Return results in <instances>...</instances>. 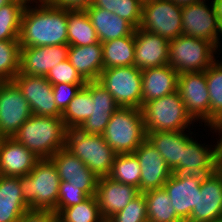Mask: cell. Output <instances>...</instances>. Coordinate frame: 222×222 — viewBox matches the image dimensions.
I'll return each mask as SVG.
<instances>
[{"instance_id":"obj_22","label":"cell","mask_w":222,"mask_h":222,"mask_svg":"<svg viewBox=\"0 0 222 222\" xmlns=\"http://www.w3.org/2000/svg\"><path fill=\"white\" fill-rule=\"evenodd\" d=\"M39 158L23 144L12 138H3L0 144V175L24 176L35 167Z\"/></svg>"},{"instance_id":"obj_23","label":"cell","mask_w":222,"mask_h":222,"mask_svg":"<svg viewBox=\"0 0 222 222\" xmlns=\"http://www.w3.org/2000/svg\"><path fill=\"white\" fill-rule=\"evenodd\" d=\"M201 182L192 176L177 179L171 175L163 186L170 197L172 207L183 222H187L193 209L197 208Z\"/></svg>"},{"instance_id":"obj_26","label":"cell","mask_w":222,"mask_h":222,"mask_svg":"<svg viewBox=\"0 0 222 222\" xmlns=\"http://www.w3.org/2000/svg\"><path fill=\"white\" fill-rule=\"evenodd\" d=\"M29 210L23 199L19 177L0 175V222H17Z\"/></svg>"},{"instance_id":"obj_9","label":"cell","mask_w":222,"mask_h":222,"mask_svg":"<svg viewBox=\"0 0 222 222\" xmlns=\"http://www.w3.org/2000/svg\"><path fill=\"white\" fill-rule=\"evenodd\" d=\"M215 144H201L193 137L183 148L182 162L172 171V175L177 179L192 176L200 181L205 180L218 169L222 158V149L218 143Z\"/></svg>"},{"instance_id":"obj_45","label":"cell","mask_w":222,"mask_h":222,"mask_svg":"<svg viewBox=\"0 0 222 222\" xmlns=\"http://www.w3.org/2000/svg\"><path fill=\"white\" fill-rule=\"evenodd\" d=\"M118 3L119 0H94L92 6L106 9L118 16Z\"/></svg>"},{"instance_id":"obj_25","label":"cell","mask_w":222,"mask_h":222,"mask_svg":"<svg viewBox=\"0 0 222 222\" xmlns=\"http://www.w3.org/2000/svg\"><path fill=\"white\" fill-rule=\"evenodd\" d=\"M86 11L95 28L99 42L130 36L135 28L125 19L103 8L88 6Z\"/></svg>"},{"instance_id":"obj_51","label":"cell","mask_w":222,"mask_h":222,"mask_svg":"<svg viewBox=\"0 0 222 222\" xmlns=\"http://www.w3.org/2000/svg\"><path fill=\"white\" fill-rule=\"evenodd\" d=\"M218 170H219V171L221 172V174H222V158H221V160H220V162H219Z\"/></svg>"},{"instance_id":"obj_24","label":"cell","mask_w":222,"mask_h":222,"mask_svg":"<svg viewBox=\"0 0 222 222\" xmlns=\"http://www.w3.org/2000/svg\"><path fill=\"white\" fill-rule=\"evenodd\" d=\"M179 74L169 64L142 70L143 105L177 91Z\"/></svg>"},{"instance_id":"obj_18","label":"cell","mask_w":222,"mask_h":222,"mask_svg":"<svg viewBox=\"0 0 222 222\" xmlns=\"http://www.w3.org/2000/svg\"><path fill=\"white\" fill-rule=\"evenodd\" d=\"M134 66L140 70L169 63V41L157 34L136 28Z\"/></svg>"},{"instance_id":"obj_27","label":"cell","mask_w":222,"mask_h":222,"mask_svg":"<svg viewBox=\"0 0 222 222\" xmlns=\"http://www.w3.org/2000/svg\"><path fill=\"white\" fill-rule=\"evenodd\" d=\"M67 59L86 82L98 80L103 70L102 43L69 46Z\"/></svg>"},{"instance_id":"obj_17","label":"cell","mask_w":222,"mask_h":222,"mask_svg":"<svg viewBox=\"0 0 222 222\" xmlns=\"http://www.w3.org/2000/svg\"><path fill=\"white\" fill-rule=\"evenodd\" d=\"M133 153L141 168L140 192L162 188L172 171L152 143L146 139Z\"/></svg>"},{"instance_id":"obj_13","label":"cell","mask_w":222,"mask_h":222,"mask_svg":"<svg viewBox=\"0 0 222 222\" xmlns=\"http://www.w3.org/2000/svg\"><path fill=\"white\" fill-rule=\"evenodd\" d=\"M206 1L182 7V35L207 40L218 49L219 15L213 0Z\"/></svg>"},{"instance_id":"obj_50","label":"cell","mask_w":222,"mask_h":222,"mask_svg":"<svg viewBox=\"0 0 222 222\" xmlns=\"http://www.w3.org/2000/svg\"><path fill=\"white\" fill-rule=\"evenodd\" d=\"M28 3H33V2H35V3H37V2H49L50 0H26Z\"/></svg>"},{"instance_id":"obj_2","label":"cell","mask_w":222,"mask_h":222,"mask_svg":"<svg viewBox=\"0 0 222 222\" xmlns=\"http://www.w3.org/2000/svg\"><path fill=\"white\" fill-rule=\"evenodd\" d=\"M67 128L61 117L31 115L13 138L39 159L51 158L66 146Z\"/></svg>"},{"instance_id":"obj_11","label":"cell","mask_w":222,"mask_h":222,"mask_svg":"<svg viewBox=\"0 0 222 222\" xmlns=\"http://www.w3.org/2000/svg\"><path fill=\"white\" fill-rule=\"evenodd\" d=\"M177 91L187 113L204 126L210 124V96L205 71L183 72L178 76Z\"/></svg>"},{"instance_id":"obj_46","label":"cell","mask_w":222,"mask_h":222,"mask_svg":"<svg viewBox=\"0 0 222 222\" xmlns=\"http://www.w3.org/2000/svg\"><path fill=\"white\" fill-rule=\"evenodd\" d=\"M208 127L210 128V131L213 130L214 132L218 133L216 134L219 135L217 143L220 145V148L222 149V112L217 117L214 118V120L208 125Z\"/></svg>"},{"instance_id":"obj_15","label":"cell","mask_w":222,"mask_h":222,"mask_svg":"<svg viewBox=\"0 0 222 222\" xmlns=\"http://www.w3.org/2000/svg\"><path fill=\"white\" fill-rule=\"evenodd\" d=\"M50 159L56 166L61 181H67L68 186L78 187L88 196L95 195L99 178L77 156L64 147Z\"/></svg>"},{"instance_id":"obj_41","label":"cell","mask_w":222,"mask_h":222,"mask_svg":"<svg viewBox=\"0 0 222 222\" xmlns=\"http://www.w3.org/2000/svg\"><path fill=\"white\" fill-rule=\"evenodd\" d=\"M142 6L141 0H119L118 16L127 20L136 29L141 23Z\"/></svg>"},{"instance_id":"obj_53","label":"cell","mask_w":222,"mask_h":222,"mask_svg":"<svg viewBox=\"0 0 222 222\" xmlns=\"http://www.w3.org/2000/svg\"><path fill=\"white\" fill-rule=\"evenodd\" d=\"M212 222H222V218L217 219V220H214V221H212Z\"/></svg>"},{"instance_id":"obj_55","label":"cell","mask_w":222,"mask_h":222,"mask_svg":"<svg viewBox=\"0 0 222 222\" xmlns=\"http://www.w3.org/2000/svg\"><path fill=\"white\" fill-rule=\"evenodd\" d=\"M141 1L144 3V2H147V1H151V0H141Z\"/></svg>"},{"instance_id":"obj_34","label":"cell","mask_w":222,"mask_h":222,"mask_svg":"<svg viewBox=\"0 0 222 222\" xmlns=\"http://www.w3.org/2000/svg\"><path fill=\"white\" fill-rule=\"evenodd\" d=\"M28 2L13 0L0 8V41L19 40L21 17Z\"/></svg>"},{"instance_id":"obj_52","label":"cell","mask_w":222,"mask_h":222,"mask_svg":"<svg viewBox=\"0 0 222 222\" xmlns=\"http://www.w3.org/2000/svg\"><path fill=\"white\" fill-rule=\"evenodd\" d=\"M55 222H64V221H62L58 216H56Z\"/></svg>"},{"instance_id":"obj_14","label":"cell","mask_w":222,"mask_h":222,"mask_svg":"<svg viewBox=\"0 0 222 222\" xmlns=\"http://www.w3.org/2000/svg\"><path fill=\"white\" fill-rule=\"evenodd\" d=\"M28 101L33 115L61 117L52 92V84L46 77L17 74L12 80Z\"/></svg>"},{"instance_id":"obj_39","label":"cell","mask_w":222,"mask_h":222,"mask_svg":"<svg viewBox=\"0 0 222 222\" xmlns=\"http://www.w3.org/2000/svg\"><path fill=\"white\" fill-rule=\"evenodd\" d=\"M45 77L52 85L59 83L86 85V81L80 76L68 59L56 64Z\"/></svg>"},{"instance_id":"obj_8","label":"cell","mask_w":222,"mask_h":222,"mask_svg":"<svg viewBox=\"0 0 222 222\" xmlns=\"http://www.w3.org/2000/svg\"><path fill=\"white\" fill-rule=\"evenodd\" d=\"M98 81L119 107L142 108V70L139 68L133 65L103 69Z\"/></svg>"},{"instance_id":"obj_6","label":"cell","mask_w":222,"mask_h":222,"mask_svg":"<svg viewBox=\"0 0 222 222\" xmlns=\"http://www.w3.org/2000/svg\"><path fill=\"white\" fill-rule=\"evenodd\" d=\"M65 148L77 156L98 178L110 175L116 153L102 135L84 133L78 128L68 129Z\"/></svg>"},{"instance_id":"obj_42","label":"cell","mask_w":222,"mask_h":222,"mask_svg":"<svg viewBox=\"0 0 222 222\" xmlns=\"http://www.w3.org/2000/svg\"><path fill=\"white\" fill-rule=\"evenodd\" d=\"M85 85H76L68 83H59L52 85V92L55 98L57 109L63 113L68 104L72 101L81 87Z\"/></svg>"},{"instance_id":"obj_10","label":"cell","mask_w":222,"mask_h":222,"mask_svg":"<svg viewBox=\"0 0 222 222\" xmlns=\"http://www.w3.org/2000/svg\"><path fill=\"white\" fill-rule=\"evenodd\" d=\"M139 28L166 38L182 35V6L172 0H151L143 3Z\"/></svg>"},{"instance_id":"obj_7","label":"cell","mask_w":222,"mask_h":222,"mask_svg":"<svg viewBox=\"0 0 222 222\" xmlns=\"http://www.w3.org/2000/svg\"><path fill=\"white\" fill-rule=\"evenodd\" d=\"M217 51L219 50L207 40L180 35L169 41L168 64L178 74L206 71L217 59L215 57Z\"/></svg>"},{"instance_id":"obj_36","label":"cell","mask_w":222,"mask_h":222,"mask_svg":"<svg viewBox=\"0 0 222 222\" xmlns=\"http://www.w3.org/2000/svg\"><path fill=\"white\" fill-rule=\"evenodd\" d=\"M210 96V123L222 112V60H215L205 71Z\"/></svg>"},{"instance_id":"obj_43","label":"cell","mask_w":222,"mask_h":222,"mask_svg":"<svg viewBox=\"0 0 222 222\" xmlns=\"http://www.w3.org/2000/svg\"><path fill=\"white\" fill-rule=\"evenodd\" d=\"M56 216L54 211L29 210L17 222H55Z\"/></svg>"},{"instance_id":"obj_28","label":"cell","mask_w":222,"mask_h":222,"mask_svg":"<svg viewBox=\"0 0 222 222\" xmlns=\"http://www.w3.org/2000/svg\"><path fill=\"white\" fill-rule=\"evenodd\" d=\"M192 135L193 132L190 129L183 131L150 132L147 133V139L161 154L171 171H173L182 162V150L193 138Z\"/></svg>"},{"instance_id":"obj_30","label":"cell","mask_w":222,"mask_h":222,"mask_svg":"<svg viewBox=\"0 0 222 222\" xmlns=\"http://www.w3.org/2000/svg\"><path fill=\"white\" fill-rule=\"evenodd\" d=\"M135 39L134 33L102 43L103 69L133 66Z\"/></svg>"},{"instance_id":"obj_19","label":"cell","mask_w":222,"mask_h":222,"mask_svg":"<svg viewBox=\"0 0 222 222\" xmlns=\"http://www.w3.org/2000/svg\"><path fill=\"white\" fill-rule=\"evenodd\" d=\"M140 193L138 188L114 181L107 176L98 179L94 196L102 217L107 221L112 215L124 209Z\"/></svg>"},{"instance_id":"obj_40","label":"cell","mask_w":222,"mask_h":222,"mask_svg":"<svg viewBox=\"0 0 222 222\" xmlns=\"http://www.w3.org/2000/svg\"><path fill=\"white\" fill-rule=\"evenodd\" d=\"M89 197L83 190L78 187L68 186L67 181H61L58 193L57 214L69 206H74Z\"/></svg>"},{"instance_id":"obj_29","label":"cell","mask_w":222,"mask_h":222,"mask_svg":"<svg viewBox=\"0 0 222 222\" xmlns=\"http://www.w3.org/2000/svg\"><path fill=\"white\" fill-rule=\"evenodd\" d=\"M67 24L69 46H86L99 42L86 9H67Z\"/></svg>"},{"instance_id":"obj_20","label":"cell","mask_w":222,"mask_h":222,"mask_svg":"<svg viewBox=\"0 0 222 222\" xmlns=\"http://www.w3.org/2000/svg\"><path fill=\"white\" fill-rule=\"evenodd\" d=\"M91 92V116L78 128L84 133L102 135L112 117L119 108L113 96L98 80L88 81L85 85Z\"/></svg>"},{"instance_id":"obj_49","label":"cell","mask_w":222,"mask_h":222,"mask_svg":"<svg viewBox=\"0 0 222 222\" xmlns=\"http://www.w3.org/2000/svg\"><path fill=\"white\" fill-rule=\"evenodd\" d=\"M12 1H13V0H0V8H1L2 6L7 5L8 3L12 2Z\"/></svg>"},{"instance_id":"obj_33","label":"cell","mask_w":222,"mask_h":222,"mask_svg":"<svg viewBox=\"0 0 222 222\" xmlns=\"http://www.w3.org/2000/svg\"><path fill=\"white\" fill-rule=\"evenodd\" d=\"M92 95L90 90L83 86L68 104L61 118L67 129L79 128L91 116Z\"/></svg>"},{"instance_id":"obj_4","label":"cell","mask_w":222,"mask_h":222,"mask_svg":"<svg viewBox=\"0 0 222 222\" xmlns=\"http://www.w3.org/2000/svg\"><path fill=\"white\" fill-rule=\"evenodd\" d=\"M102 136L116 154L133 153L147 139L141 109L119 107Z\"/></svg>"},{"instance_id":"obj_47","label":"cell","mask_w":222,"mask_h":222,"mask_svg":"<svg viewBox=\"0 0 222 222\" xmlns=\"http://www.w3.org/2000/svg\"><path fill=\"white\" fill-rule=\"evenodd\" d=\"M216 12L219 15V23H218V50L221 47L220 38L222 37V0H213ZM221 36V37H220Z\"/></svg>"},{"instance_id":"obj_48","label":"cell","mask_w":222,"mask_h":222,"mask_svg":"<svg viewBox=\"0 0 222 222\" xmlns=\"http://www.w3.org/2000/svg\"><path fill=\"white\" fill-rule=\"evenodd\" d=\"M172 1H174L177 5L183 7V6L190 5L192 3L200 2L203 0H172Z\"/></svg>"},{"instance_id":"obj_44","label":"cell","mask_w":222,"mask_h":222,"mask_svg":"<svg viewBox=\"0 0 222 222\" xmlns=\"http://www.w3.org/2000/svg\"><path fill=\"white\" fill-rule=\"evenodd\" d=\"M94 0H50L53 6L64 9H86L91 6Z\"/></svg>"},{"instance_id":"obj_5","label":"cell","mask_w":222,"mask_h":222,"mask_svg":"<svg viewBox=\"0 0 222 222\" xmlns=\"http://www.w3.org/2000/svg\"><path fill=\"white\" fill-rule=\"evenodd\" d=\"M146 134L150 132L183 131L194 120L187 113L178 91L146 102L141 108Z\"/></svg>"},{"instance_id":"obj_37","label":"cell","mask_w":222,"mask_h":222,"mask_svg":"<svg viewBox=\"0 0 222 222\" xmlns=\"http://www.w3.org/2000/svg\"><path fill=\"white\" fill-rule=\"evenodd\" d=\"M19 40L0 41V79L12 81L19 73Z\"/></svg>"},{"instance_id":"obj_32","label":"cell","mask_w":222,"mask_h":222,"mask_svg":"<svg viewBox=\"0 0 222 222\" xmlns=\"http://www.w3.org/2000/svg\"><path fill=\"white\" fill-rule=\"evenodd\" d=\"M108 177L138 188L140 191L141 168L136 155L134 153L116 154Z\"/></svg>"},{"instance_id":"obj_38","label":"cell","mask_w":222,"mask_h":222,"mask_svg":"<svg viewBox=\"0 0 222 222\" xmlns=\"http://www.w3.org/2000/svg\"><path fill=\"white\" fill-rule=\"evenodd\" d=\"M106 222H148L147 204L143 193L132 199L124 209L112 215Z\"/></svg>"},{"instance_id":"obj_1","label":"cell","mask_w":222,"mask_h":222,"mask_svg":"<svg viewBox=\"0 0 222 222\" xmlns=\"http://www.w3.org/2000/svg\"><path fill=\"white\" fill-rule=\"evenodd\" d=\"M19 44L20 48L68 45L67 9L49 2L27 3L21 17Z\"/></svg>"},{"instance_id":"obj_21","label":"cell","mask_w":222,"mask_h":222,"mask_svg":"<svg viewBox=\"0 0 222 222\" xmlns=\"http://www.w3.org/2000/svg\"><path fill=\"white\" fill-rule=\"evenodd\" d=\"M222 218V174L217 169L201 182L197 208L187 222H212Z\"/></svg>"},{"instance_id":"obj_12","label":"cell","mask_w":222,"mask_h":222,"mask_svg":"<svg viewBox=\"0 0 222 222\" xmlns=\"http://www.w3.org/2000/svg\"><path fill=\"white\" fill-rule=\"evenodd\" d=\"M32 115L28 101L13 81L0 85V134L12 138Z\"/></svg>"},{"instance_id":"obj_35","label":"cell","mask_w":222,"mask_h":222,"mask_svg":"<svg viewBox=\"0 0 222 222\" xmlns=\"http://www.w3.org/2000/svg\"><path fill=\"white\" fill-rule=\"evenodd\" d=\"M57 216L64 222H106L94 195L77 205L63 208Z\"/></svg>"},{"instance_id":"obj_3","label":"cell","mask_w":222,"mask_h":222,"mask_svg":"<svg viewBox=\"0 0 222 222\" xmlns=\"http://www.w3.org/2000/svg\"><path fill=\"white\" fill-rule=\"evenodd\" d=\"M60 182L50 158L39 159L29 174L19 176L23 199L30 210L54 211L56 214Z\"/></svg>"},{"instance_id":"obj_54","label":"cell","mask_w":222,"mask_h":222,"mask_svg":"<svg viewBox=\"0 0 222 222\" xmlns=\"http://www.w3.org/2000/svg\"><path fill=\"white\" fill-rule=\"evenodd\" d=\"M3 138L4 137L0 134V144H1Z\"/></svg>"},{"instance_id":"obj_31","label":"cell","mask_w":222,"mask_h":222,"mask_svg":"<svg viewBox=\"0 0 222 222\" xmlns=\"http://www.w3.org/2000/svg\"><path fill=\"white\" fill-rule=\"evenodd\" d=\"M148 222H183L176 214L164 187L143 192Z\"/></svg>"},{"instance_id":"obj_16","label":"cell","mask_w":222,"mask_h":222,"mask_svg":"<svg viewBox=\"0 0 222 222\" xmlns=\"http://www.w3.org/2000/svg\"><path fill=\"white\" fill-rule=\"evenodd\" d=\"M69 45L20 48L19 73L45 77L56 65L68 58Z\"/></svg>"}]
</instances>
